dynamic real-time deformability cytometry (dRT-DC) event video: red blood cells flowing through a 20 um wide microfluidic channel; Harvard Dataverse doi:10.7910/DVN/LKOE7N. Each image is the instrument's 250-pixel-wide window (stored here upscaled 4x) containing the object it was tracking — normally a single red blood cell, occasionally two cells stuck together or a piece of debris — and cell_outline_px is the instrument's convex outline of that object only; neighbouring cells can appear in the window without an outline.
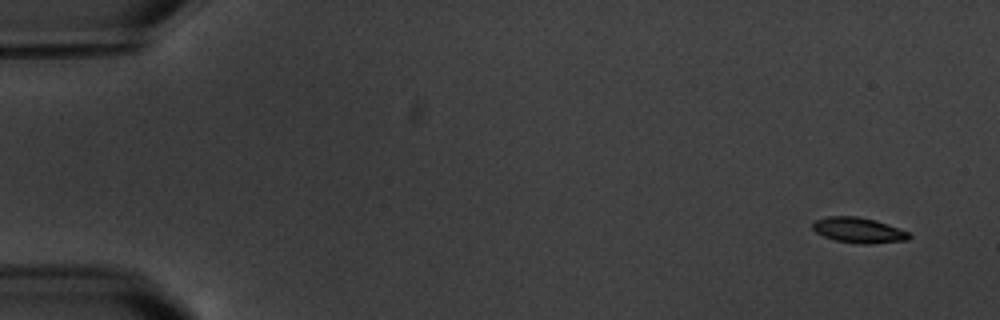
{"species": "common noctule bat (a hibernating species)", "species_latin": "Nyctalus noctula", "temperature_condition": "warm", "stored_images_in_passage": 9, "camera_frame_rate_fps": 3000, "um_per_image_px": 0.085, "animal": {"sex": "male", "body_mass_g": 20.1, "forearm_length_mm": 53.5}, "frame": {"image": 1, "passage_image": 1, "time_ms": 0.0, "image_size_px": [1000, 320], "cell_outline_px": [[912, 236], [908, 240], [868, 244], [860, 244], [836, 240], [824, 236], [816, 232], [812, 228], [812, 224], [816, 220], [828, 216], [856, 216], [876, 220], [888, 224], [908, 232]], "centroid_in_image_um": [72.99, 19.56], "position_along_channel_um": 12.0, "area_um2": 14.22}}
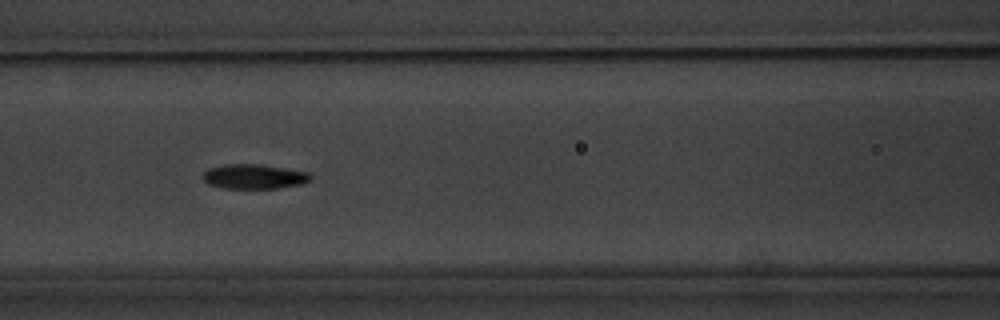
{"frame": {"image": 2, "passage_image": 7, "time_ms": 7.667, "image_size_px": [1000, 320], "cell_outline_px": [[312, 180], [300, 184], [280, 188], [224, 188], [208, 184], [200, 176], [208, 168], [224, 164], [256, 164], [284, 168], [308, 172], [312, 176]], "centroid_in_image_um": [21.57, 15.0], "position_along_channel_um": 145.0, "area_um2": 15.49}}
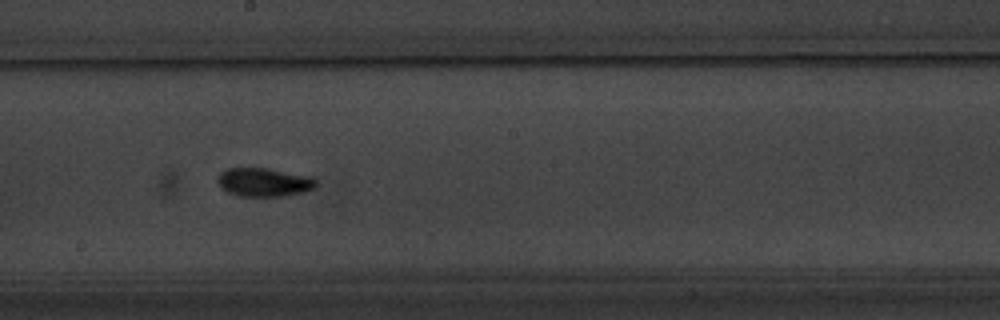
{"frame": {"image": 3, "passage_image": 9, "time_ms": 10.0, "image_size_px": [1000, 320], "cell_outline_px": [[316, 188], [304, 192], [284, 196], [236, 196], [220, 188], [216, 180], [216, 176], [220, 172], [228, 168], [268, 168], [312, 176], [316, 180]], "centroid_in_image_um": [22.42, 15.49], "position_along_channel_um": 225.8, "area_um2": 16.76}}